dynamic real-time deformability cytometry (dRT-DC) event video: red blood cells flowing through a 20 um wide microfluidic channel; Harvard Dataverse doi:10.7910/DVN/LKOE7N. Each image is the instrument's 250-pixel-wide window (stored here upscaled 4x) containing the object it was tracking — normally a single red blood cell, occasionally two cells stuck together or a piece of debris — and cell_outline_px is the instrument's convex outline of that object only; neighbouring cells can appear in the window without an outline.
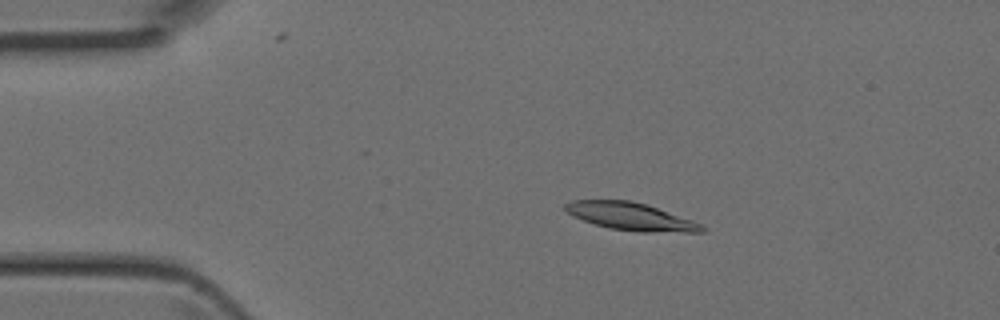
{"species": "Egyptian fruit bat (a non-hibernating species)", "species_latin": "Rousettus aegyptiacus", "temperature_condition": "room temperature", "stored_images_in_passage": 3, "camera_frame_rate_fps": 3000, "um_per_image_px": 0.085, "animal": {"sex": "female"}, "frame": {"image": 1, "passage_image": 2, "time_ms": 0.333, "image_size_px": [1000, 320], "cell_outline_px": [[708, 228], [704, 232], [640, 232], [608, 228], [572, 216], [564, 208], [564, 204], [572, 200], [632, 200], [648, 204], [692, 220]], "centroid_in_image_um": [53.64, 18.4], "position_along_channel_um": 31.4, "area_um2": 22.08}}